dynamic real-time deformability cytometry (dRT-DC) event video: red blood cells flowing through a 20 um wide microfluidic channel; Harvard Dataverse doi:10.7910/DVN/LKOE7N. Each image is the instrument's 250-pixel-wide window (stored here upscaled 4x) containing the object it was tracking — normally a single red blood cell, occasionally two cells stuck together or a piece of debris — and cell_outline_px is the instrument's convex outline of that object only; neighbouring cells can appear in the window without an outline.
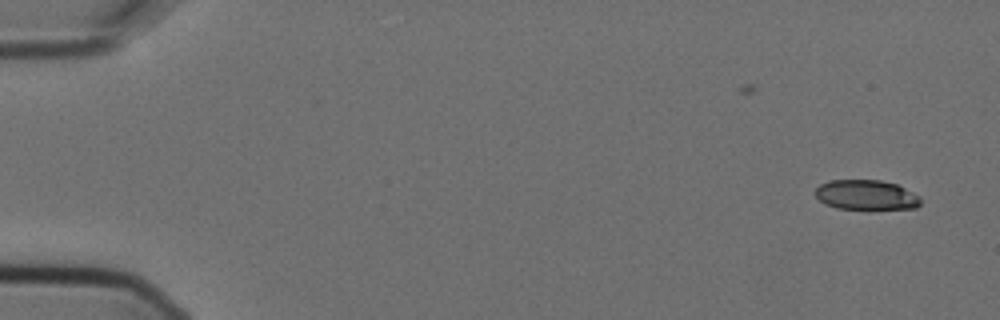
{"species": "Egyptian fruit bat (a non-hibernating species)", "species_latin": "Rousettus aegyptiacus", "temperature_condition": "cold", "stored_images_in_passage": 5, "camera_frame_rate_fps": 3000, "um_per_image_px": 0.085, "animal": {"sex": "female"}, "frame": {"image": 1, "passage_image": 1, "time_ms": 0.0, "image_size_px": [1000, 320], "cell_outline_px": [[920, 204], [916, 208], [836, 208], [824, 204], [812, 192], [820, 184], [828, 180], [880, 180], [896, 184], [920, 196]], "centroid_in_image_um": [73.57, 16.55], "position_along_channel_um": 11.4, "area_um2": 18.21}}
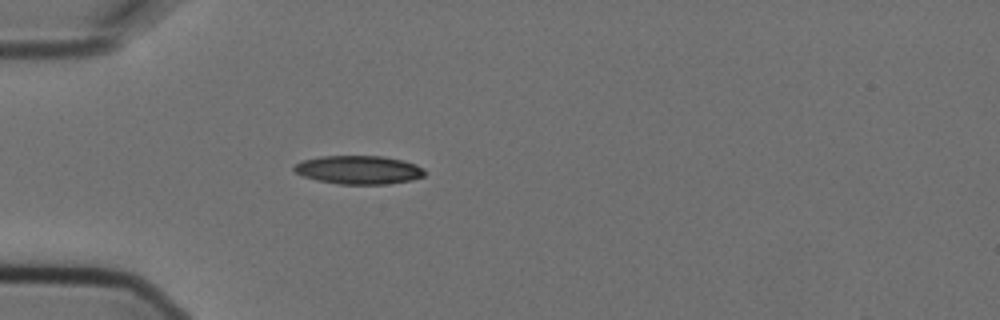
{"frame": {"image": 2, "passage_image": 5, "time_ms": 1.333, "image_size_px": [1000, 320], "cell_outline_px": [[424, 176], [412, 180], [384, 184], [340, 184], [316, 180], [304, 176], [296, 172], [292, 168], [296, 164], [304, 160], [320, 156], [384, 156], [404, 160], [416, 164], [424, 168]], "centroid_in_image_um": [30.52, 14.43], "position_along_channel_um": 54.5, "area_um2": 21.68}}